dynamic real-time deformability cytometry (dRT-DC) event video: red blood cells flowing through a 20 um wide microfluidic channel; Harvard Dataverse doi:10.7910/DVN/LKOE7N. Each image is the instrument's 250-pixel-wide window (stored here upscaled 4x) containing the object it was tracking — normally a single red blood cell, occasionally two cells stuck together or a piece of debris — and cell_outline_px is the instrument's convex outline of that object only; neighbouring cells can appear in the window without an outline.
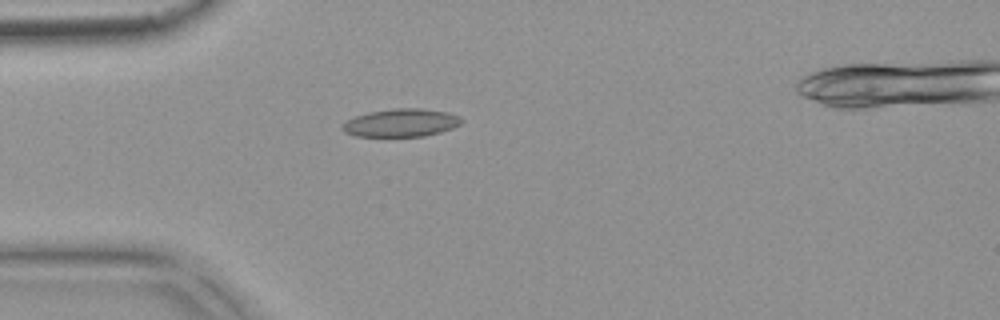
{"species": "common noctule bat (a hibernating species)", "species_latin": "Nyctalus noctula", "temperature_condition": "warm", "stored_images_in_passage": 53, "camera_frame_rate_fps": 3000, "um_per_image_px": 0.085, "animal": {"sex": "female", "body_mass_g": 18.4}, "frame": {"image": 1, "passage_image": 15, "time_ms": 4.667, "image_size_px": [1000, 320], "cell_outline_px": [[460, 124], [452, 128], [440, 132], [424, 136], [356, 136], [344, 132], [340, 128], [348, 120], [356, 116], [368, 112], [392, 108], [420, 108], [448, 112], [456, 116], [460, 120]], "centroid_in_image_um": [34.05, 10.43], "position_along_channel_um": 50.9, "area_um2": 19.19}}
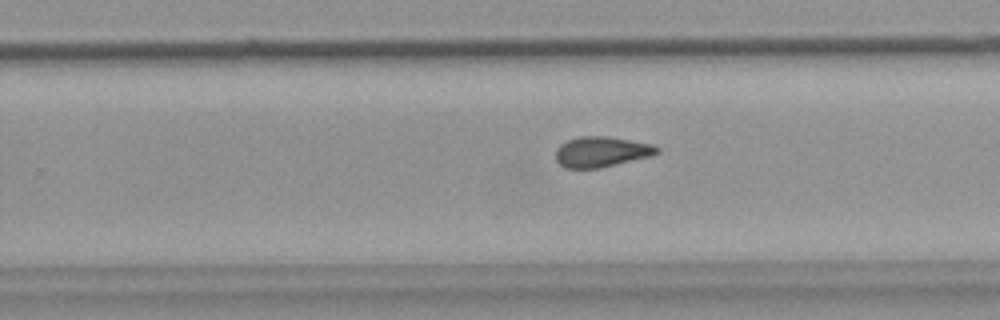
{"frame": {"image": 2, "passage_image": 34, "time_ms": 11.0, "image_size_px": [1000, 320], "cell_outline_px": [[660, 152], [652, 156], [600, 168], [564, 168], [556, 160], [556, 148], [560, 144], [568, 140], [580, 136], [608, 136], [652, 144], [660, 148]], "centroid_in_image_um": [51.13, 12.9], "position_along_channel_um": 278.7, "area_um2": 18.09}}
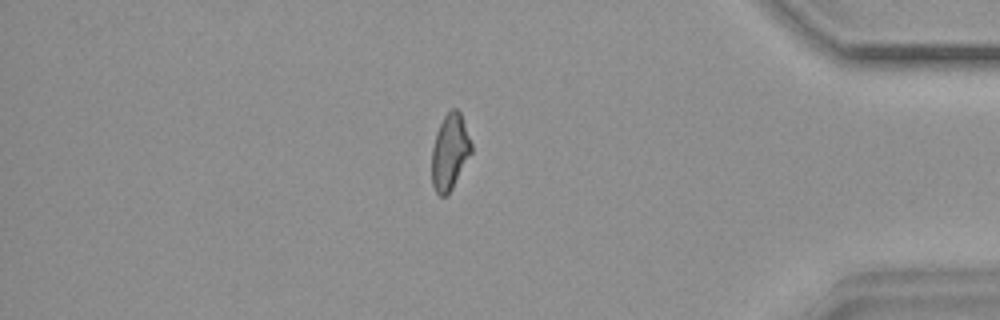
{"frame": {"image": 3, "passage_image": 46, "time_ms": 15.0, "image_size_px": [1000, 320], "cell_outline_px": [[472, 152], [452, 188], [444, 196], [440, 196], [436, 192], [432, 184], [432, 148], [436, 132], [444, 116], [452, 108], [456, 108], [460, 112], [472, 144]], "centroid_in_image_um": [38.23, 12.9], "position_along_channel_um": 397.0, "area_um2": 17.28}}